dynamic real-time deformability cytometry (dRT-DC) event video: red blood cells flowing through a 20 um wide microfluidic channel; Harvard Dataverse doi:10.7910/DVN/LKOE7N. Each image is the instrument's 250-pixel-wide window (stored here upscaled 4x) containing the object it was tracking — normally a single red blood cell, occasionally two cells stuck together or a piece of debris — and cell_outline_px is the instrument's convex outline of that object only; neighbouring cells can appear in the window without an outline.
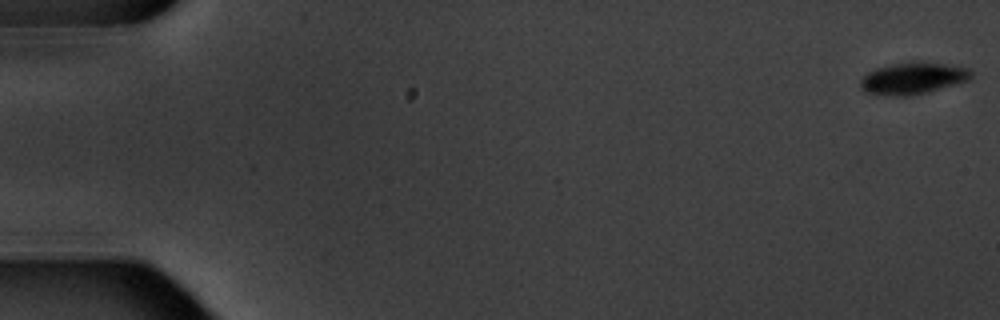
{"species": "common noctule bat (a hibernating species)", "species_latin": "Nyctalus noctula", "temperature_condition": "warm", "stored_images_in_passage": 6, "camera_frame_rate_fps": 3000, "um_per_image_px": 0.085, "animal": {"sex": "male", "body_mass_g": 20.1, "forearm_length_mm": 53.5}, "frame": {"image": 1, "passage_image": 1, "time_ms": 0.0, "image_size_px": [1000, 320], "cell_outline_px": [[972, 76], [968, 80], [928, 92], [908, 96], [896, 96], [868, 92], [860, 84], [860, 80], [868, 72], [876, 68], [892, 64], [912, 60], [924, 60], [972, 68]], "centroid_in_image_um": [77.67, 6.61], "position_along_channel_um": 7.3, "area_um2": 20.69}}
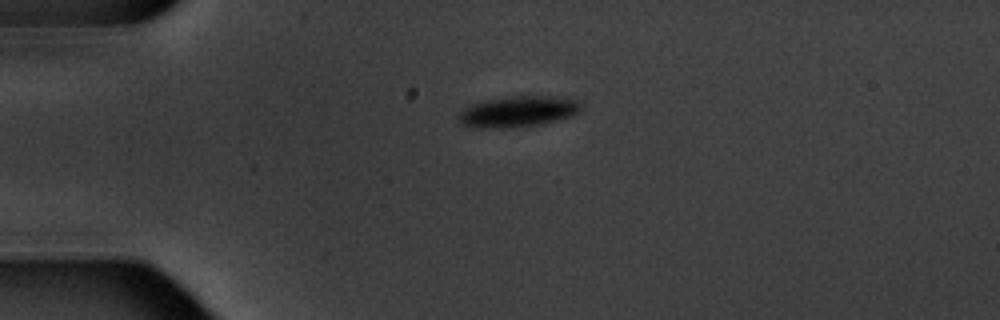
{"frame": {"image": 2, "passage_image": 5, "time_ms": 4.667, "image_size_px": [1000, 320], "cell_outline_px": [[584, 104], [580, 112], [572, 116], [540, 124], [500, 128], [492, 128], [460, 124], [456, 116], [464, 108], [472, 104], [484, 100], [504, 96], [560, 96], [576, 100]], "centroid_in_image_um": [44.06, 9.45], "position_along_channel_um": 40.9, "area_um2": 22.2}}